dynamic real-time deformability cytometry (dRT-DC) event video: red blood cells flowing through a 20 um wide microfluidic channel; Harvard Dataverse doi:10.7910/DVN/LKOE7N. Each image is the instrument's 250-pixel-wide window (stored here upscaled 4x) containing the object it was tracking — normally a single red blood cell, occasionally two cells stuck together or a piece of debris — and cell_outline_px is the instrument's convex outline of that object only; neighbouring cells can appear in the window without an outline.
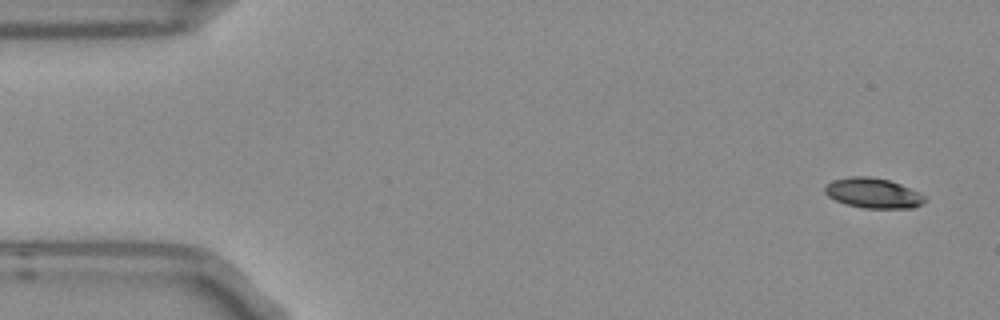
{"species": "Egyptian fruit bat (a non-hibernating species)", "species_latin": "Rousettus aegyptiacus", "temperature_condition": "room temperature", "stored_images_in_passage": 10, "camera_frame_rate_fps": 3000, "um_per_image_px": 0.085, "frame": {"image": 1, "passage_image": 1, "time_ms": 0.0, "image_size_px": [1000, 320], "cell_outline_px": [[924, 200], [920, 204], [912, 208], [864, 208], [848, 204], [836, 200], [828, 196], [824, 192], [824, 188], [832, 180], [852, 176], [868, 176], [888, 180], [900, 184], [920, 192], [924, 196]], "centroid_in_image_um": [74.2, 16.4], "position_along_channel_um": 10.8, "area_um2": 17.28}}
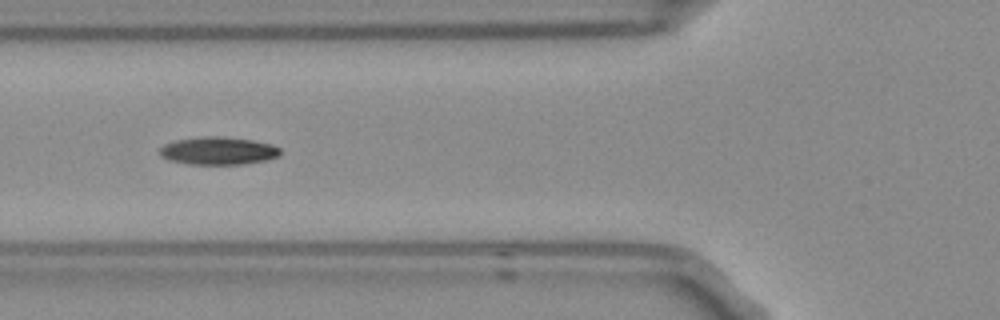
{"frame": {"image": 2, "passage_image": 5, "time_ms": 1.333, "image_size_px": [1000, 320], "cell_outline_px": [[280, 156], [268, 160], [244, 164], [188, 164], [168, 160], [160, 156], [160, 148], [164, 144], [176, 140], [204, 136], [216, 136], [252, 140], [272, 144], [280, 148]], "centroid_in_image_um": [18.56, 12.82], "position_along_channel_um": 107.2, "area_um2": 19.59}}
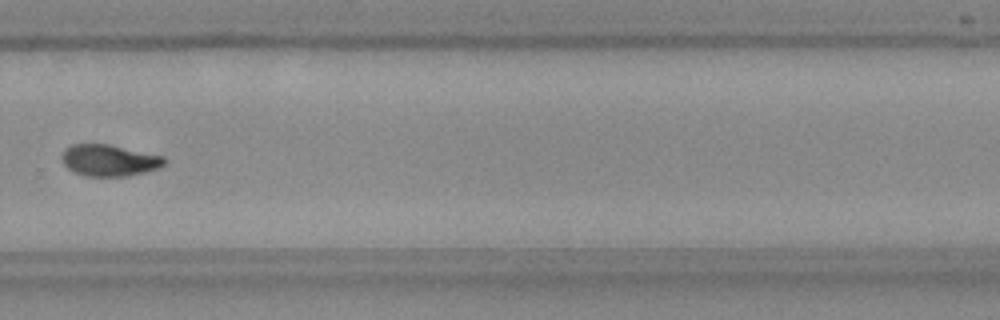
{"frame": {"image": 3, "passage_image": 10, "time_ms": 3.0, "image_size_px": [1000, 320], "cell_outline_px": [[164, 164], [156, 168], [144, 172], [124, 176], [88, 176], [76, 172], [68, 168], [64, 164], [64, 152], [72, 144], [108, 144], [164, 156]], "centroid_in_image_um": [9.3, 13.62], "position_along_channel_um": 320.5, "area_um2": 18.26}}